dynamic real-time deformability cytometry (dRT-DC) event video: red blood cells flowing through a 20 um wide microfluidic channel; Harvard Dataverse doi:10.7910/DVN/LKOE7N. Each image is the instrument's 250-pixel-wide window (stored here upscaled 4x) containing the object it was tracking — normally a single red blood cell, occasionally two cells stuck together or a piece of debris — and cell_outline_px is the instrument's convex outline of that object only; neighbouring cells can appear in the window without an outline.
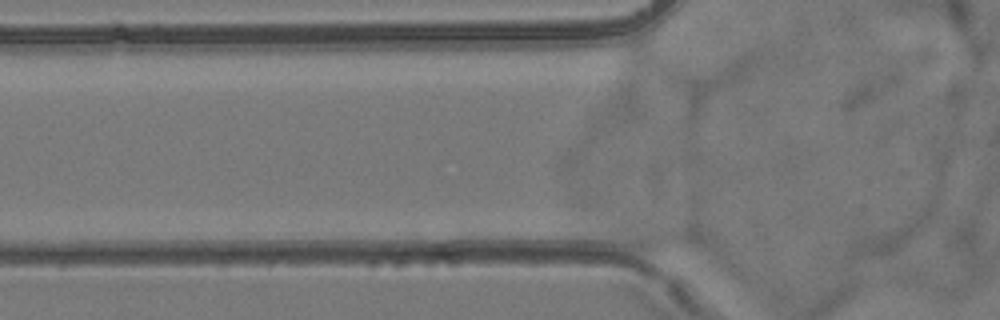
{"species": "common noctule bat (a hibernating species)", "species_latin": "Nyctalus noctula", "temperature_condition": "room temperature", "stored_images_in_passage": 2, "camera_frame_rate_fps": 3000, "um_per_image_px": 0.085, "animal": {"sex": "female", "body_mass_g": 24.6, "forearm_length_mm": 56.2}, "frame": {"image": 1, "passage_image": 2, "time_ms": 0.333, "image_size_px": [1000, 320], "cell_outline_px": [[704, 244], [700, 252], [648, 252], [632, 248], [612, 228], [688, 228], [696, 232], [700, 236]], "centroid_in_image_um": [56.26, 20.36], "position_along_channel_um": 69.5, "area_um2": 12.95}}